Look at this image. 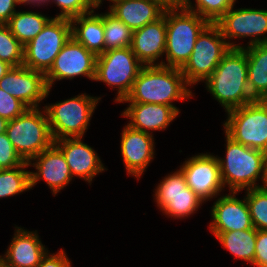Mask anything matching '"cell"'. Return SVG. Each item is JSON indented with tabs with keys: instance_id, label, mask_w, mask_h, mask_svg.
I'll return each mask as SVG.
<instances>
[{
	"instance_id": "cell-1",
	"label": "cell",
	"mask_w": 267,
	"mask_h": 267,
	"mask_svg": "<svg viewBox=\"0 0 267 267\" xmlns=\"http://www.w3.org/2000/svg\"><path fill=\"white\" fill-rule=\"evenodd\" d=\"M180 68L162 65L144 66L135 79L130 93L120 103H149L172 106L173 102L193 97L192 90ZM190 97V98H189Z\"/></svg>"
},
{
	"instance_id": "cell-2",
	"label": "cell",
	"mask_w": 267,
	"mask_h": 267,
	"mask_svg": "<svg viewBox=\"0 0 267 267\" xmlns=\"http://www.w3.org/2000/svg\"><path fill=\"white\" fill-rule=\"evenodd\" d=\"M204 83L207 91L220 103L225 112L253 102L255 99L248 87L245 48H230Z\"/></svg>"
},
{
	"instance_id": "cell-3",
	"label": "cell",
	"mask_w": 267,
	"mask_h": 267,
	"mask_svg": "<svg viewBox=\"0 0 267 267\" xmlns=\"http://www.w3.org/2000/svg\"><path fill=\"white\" fill-rule=\"evenodd\" d=\"M225 158L217 156L224 187L229 191L263 187L266 178L267 153L234 141L225 133ZM261 179L263 185L257 184Z\"/></svg>"
},
{
	"instance_id": "cell-4",
	"label": "cell",
	"mask_w": 267,
	"mask_h": 267,
	"mask_svg": "<svg viewBox=\"0 0 267 267\" xmlns=\"http://www.w3.org/2000/svg\"><path fill=\"white\" fill-rule=\"evenodd\" d=\"M208 24L206 19L185 8H166V61L162 60L161 65L181 68Z\"/></svg>"
},
{
	"instance_id": "cell-5",
	"label": "cell",
	"mask_w": 267,
	"mask_h": 267,
	"mask_svg": "<svg viewBox=\"0 0 267 267\" xmlns=\"http://www.w3.org/2000/svg\"><path fill=\"white\" fill-rule=\"evenodd\" d=\"M28 108L8 121L6 135L24 162H29L54 144L44 108Z\"/></svg>"
},
{
	"instance_id": "cell-6",
	"label": "cell",
	"mask_w": 267,
	"mask_h": 267,
	"mask_svg": "<svg viewBox=\"0 0 267 267\" xmlns=\"http://www.w3.org/2000/svg\"><path fill=\"white\" fill-rule=\"evenodd\" d=\"M101 97L81 93L73 98L45 105L53 140L84 137Z\"/></svg>"
},
{
	"instance_id": "cell-7",
	"label": "cell",
	"mask_w": 267,
	"mask_h": 267,
	"mask_svg": "<svg viewBox=\"0 0 267 267\" xmlns=\"http://www.w3.org/2000/svg\"><path fill=\"white\" fill-rule=\"evenodd\" d=\"M230 46L215 23H209L198 35L187 62L180 68L191 87L206 81L221 62Z\"/></svg>"
},
{
	"instance_id": "cell-8",
	"label": "cell",
	"mask_w": 267,
	"mask_h": 267,
	"mask_svg": "<svg viewBox=\"0 0 267 267\" xmlns=\"http://www.w3.org/2000/svg\"><path fill=\"white\" fill-rule=\"evenodd\" d=\"M226 113L223 127L230 138L267 153V100H254Z\"/></svg>"
},
{
	"instance_id": "cell-9",
	"label": "cell",
	"mask_w": 267,
	"mask_h": 267,
	"mask_svg": "<svg viewBox=\"0 0 267 267\" xmlns=\"http://www.w3.org/2000/svg\"><path fill=\"white\" fill-rule=\"evenodd\" d=\"M143 67L130 47L108 50L97 56L94 81L115 88L118 92L114 102L120 103Z\"/></svg>"
},
{
	"instance_id": "cell-10",
	"label": "cell",
	"mask_w": 267,
	"mask_h": 267,
	"mask_svg": "<svg viewBox=\"0 0 267 267\" xmlns=\"http://www.w3.org/2000/svg\"><path fill=\"white\" fill-rule=\"evenodd\" d=\"M70 38V19L53 17L43 30L24 46L23 66L46 74Z\"/></svg>"
},
{
	"instance_id": "cell-11",
	"label": "cell",
	"mask_w": 267,
	"mask_h": 267,
	"mask_svg": "<svg viewBox=\"0 0 267 267\" xmlns=\"http://www.w3.org/2000/svg\"><path fill=\"white\" fill-rule=\"evenodd\" d=\"M233 8L234 6L215 23L230 48H245L243 44L230 42L233 39L250 37L247 46L267 43V10Z\"/></svg>"
},
{
	"instance_id": "cell-12",
	"label": "cell",
	"mask_w": 267,
	"mask_h": 267,
	"mask_svg": "<svg viewBox=\"0 0 267 267\" xmlns=\"http://www.w3.org/2000/svg\"><path fill=\"white\" fill-rule=\"evenodd\" d=\"M153 198L160 211L169 217L184 219L193 215L204 202L187 186L180 169L166 175L155 189Z\"/></svg>"
},
{
	"instance_id": "cell-13",
	"label": "cell",
	"mask_w": 267,
	"mask_h": 267,
	"mask_svg": "<svg viewBox=\"0 0 267 267\" xmlns=\"http://www.w3.org/2000/svg\"><path fill=\"white\" fill-rule=\"evenodd\" d=\"M187 186L203 201L217 198L224 191L217 155L200 153L185 160L179 168Z\"/></svg>"
},
{
	"instance_id": "cell-14",
	"label": "cell",
	"mask_w": 267,
	"mask_h": 267,
	"mask_svg": "<svg viewBox=\"0 0 267 267\" xmlns=\"http://www.w3.org/2000/svg\"><path fill=\"white\" fill-rule=\"evenodd\" d=\"M97 56L88 51L72 37L56 56L50 70L45 74L48 88L56 81L84 76L94 80Z\"/></svg>"
},
{
	"instance_id": "cell-15",
	"label": "cell",
	"mask_w": 267,
	"mask_h": 267,
	"mask_svg": "<svg viewBox=\"0 0 267 267\" xmlns=\"http://www.w3.org/2000/svg\"><path fill=\"white\" fill-rule=\"evenodd\" d=\"M0 88L19 99L28 108H39L51 89L47 87L45 74L27 68L12 67L0 80Z\"/></svg>"
},
{
	"instance_id": "cell-16",
	"label": "cell",
	"mask_w": 267,
	"mask_h": 267,
	"mask_svg": "<svg viewBox=\"0 0 267 267\" xmlns=\"http://www.w3.org/2000/svg\"><path fill=\"white\" fill-rule=\"evenodd\" d=\"M28 165L35 167V172L30 171L31 189L42 179L56 196L73 179L63 153L54 144L30 160Z\"/></svg>"
},
{
	"instance_id": "cell-17",
	"label": "cell",
	"mask_w": 267,
	"mask_h": 267,
	"mask_svg": "<svg viewBox=\"0 0 267 267\" xmlns=\"http://www.w3.org/2000/svg\"><path fill=\"white\" fill-rule=\"evenodd\" d=\"M120 142V152L127 175L135 176L139 181L145 169L154 160V136L125 125Z\"/></svg>"
},
{
	"instance_id": "cell-18",
	"label": "cell",
	"mask_w": 267,
	"mask_h": 267,
	"mask_svg": "<svg viewBox=\"0 0 267 267\" xmlns=\"http://www.w3.org/2000/svg\"><path fill=\"white\" fill-rule=\"evenodd\" d=\"M54 145L63 153L72 177H79L89 185L99 173L105 170L96 151L82 141V137L62 138L54 141Z\"/></svg>"
},
{
	"instance_id": "cell-19",
	"label": "cell",
	"mask_w": 267,
	"mask_h": 267,
	"mask_svg": "<svg viewBox=\"0 0 267 267\" xmlns=\"http://www.w3.org/2000/svg\"><path fill=\"white\" fill-rule=\"evenodd\" d=\"M236 191L220 195L211 207V232H228L253 228L246 198L239 199Z\"/></svg>"
},
{
	"instance_id": "cell-20",
	"label": "cell",
	"mask_w": 267,
	"mask_h": 267,
	"mask_svg": "<svg viewBox=\"0 0 267 267\" xmlns=\"http://www.w3.org/2000/svg\"><path fill=\"white\" fill-rule=\"evenodd\" d=\"M130 48L144 66L161 65L159 58L166 49V9L157 21L133 31Z\"/></svg>"
},
{
	"instance_id": "cell-21",
	"label": "cell",
	"mask_w": 267,
	"mask_h": 267,
	"mask_svg": "<svg viewBox=\"0 0 267 267\" xmlns=\"http://www.w3.org/2000/svg\"><path fill=\"white\" fill-rule=\"evenodd\" d=\"M13 236L5 254L0 255V260L10 267H37L49 251L42 244L37 230L28 231L15 226Z\"/></svg>"
},
{
	"instance_id": "cell-22",
	"label": "cell",
	"mask_w": 267,
	"mask_h": 267,
	"mask_svg": "<svg viewBox=\"0 0 267 267\" xmlns=\"http://www.w3.org/2000/svg\"><path fill=\"white\" fill-rule=\"evenodd\" d=\"M179 113L164 104L129 103L121 116L128 118V126L153 135L152 131L166 130Z\"/></svg>"
},
{
	"instance_id": "cell-23",
	"label": "cell",
	"mask_w": 267,
	"mask_h": 267,
	"mask_svg": "<svg viewBox=\"0 0 267 267\" xmlns=\"http://www.w3.org/2000/svg\"><path fill=\"white\" fill-rule=\"evenodd\" d=\"M112 3L108 11L132 31L157 21L166 9L157 0H115Z\"/></svg>"
},
{
	"instance_id": "cell-24",
	"label": "cell",
	"mask_w": 267,
	"mask_h": 267,
	"mask_svg": "<svg viewBox=\"0 0 267 267\" xmlns=\"http://www.w3.org/2000/svg\"><path fill=\"white\" fill-rule=\"evenodd\" d=\"M71 37L96 56L105 52L103 13L95 10L70 19Z\"/></svg>"
},
{
	"instance_id": "cell-25",
	"label": "cell",
	"mask_w": 267,
	"mask_h": 267,
	"mask_svg": "<svg viewBox=\"0 0 267 267\" xmlns=\"http://www.w3.org/2000/svg\"><path fill=\"white\" fill-rule=\"evenodd\" d=\"M248 87L255 100H267V43L245 47Z\"/></svg>"
},
{
	"instance_id": "cell-26",
	"label": "cell",
	"mask_w": 267,
	"mask_h": 267,
	"mask_svg": "<svg viewBox=\"0 0 267 267\" xmlns=\"http://www.w3.org/2000/svg\"><path fill=\"white\" fill-rule=\"evenodd\" d=\"M211 233L219 240L223 248L227 249L235 258L253 265L257 236L255 227L247 230Z\"/></svg>"
},
{
	"instance_id": "cell-27",
	"label": "cell",
	"mask_w": 267,
	"mask_h": 267,
	"mask_svg": "<svg viewBox=\"0 0 267 267\" xmlns=\"http://www.w3.org/2000/svg\"><path fill=\"white\" fill-rule=\"evenodd\" d=\"M52 19L41 12L17 11L5 24L16 37V39L25 46L34 37H36Z\"/></svg>"
},
{
	"instance_id": "cell-28",
	"label": "cell",
	"mask_w": 267,
	"mask_h": 267,
	"mask_svg": "<svg viewBox=\"0 0 267 267\" xmlns=\"http://www.w3.org/2000/svg\"><path fill=\"white\" fill-rule=\"evenodd\" d=\"M28 167V162H24L21 166L0 170V198L19 195L31 189Z\"/></svg>"
},
{
	"instance_id": "cell-29",
	"label": "cell",
	"mask_w": 267,
	"mask_h": 267,
	"mask_svg": "<svg viewBox=\"0 0 267 267\" xmlns=\"http://www.w3.org/2000/svg\"><path fill=\"white\" fill-rule=\"evenodd\" d=\"M105 51L130 47L133 31L110 12L103 14Z\"/></svg>"
},
{
	"instance_id": "cell-30",
	"label": "cell",
	"mask_w": 267,
	"mask_h": 267,
	"mask_svg": "<svg viewBox=\"0 0 267 267\" xmlns=\"http://www.w3.org/2000/svg\"><path fill=\"white\" fill-rule=\"evenodd\" d=\"M236 0H186L184 8L197 13L209 23H216L230 8Z\"/></svg>"
},
{
	"instance_id": "cell-31",
	"label": "cell",
	"mask_w": 267,
	"mask_h": 267,
	"mask_svg": "<svg viewBox=\"0 0 267 267\" xmlns=\"http://www.w3.org/2000/svg\"><path fill=\"white\" fill-rule=\"evenodd\" d=\"M245 191L253 227L257 230H267V189L260 187Z\"/></svg>"
},
{
	"instance_id": "cell-32",
	"label": "cell",
	"mask_w": 267,
	"mask_h": 267,
	"mask_svg": "<svg viewBox=\"0 0 267 267\" xmlns=\"http://www.w3.org/2000/svg\"><path fill=\"white\" fill-rule=\"evenodd\" d=\"M24 46L5 24H0V60L12 67L23 65Z\"/></svg>"
},
{
	"instance_id": "cell-33",
	"label": "cell",
	"mask_w": 267,
	"mask_h": 267,
	"mask_svg": "<svg viewBox=\"0 0 267 267\" xmlns=\"http://www.w3.org/2000/svg\"><path fill=\"white\" fill-rule=\"evenodd\" d=\"M61 9L56 18L72 19L95 9L87 0H49Z\"/></svg>"
},
{
	"instance_id": "cell-34",
	"label": "cell",
	"mask_w": 267,
	"mask_h": 267,
	"mask_svg": "<svg viewBox=\"0 0 267 267\" xmlns=\"http://www.w3.org/2000/svg\"><path fill=\"white\" fill-rule=\"evenodd\" d=\"M27 109L28 107L19 99L0 88V117L11 121L22 115Z\"/></svg>"
},
{
	"instance_id": "cell-35",
	"label": "cell",
	"mask_w": 267,
	"mask_h": 267,
	"mask_svg": "<svg viewBox=\"0 0 267 267\" xmlns=\"http://www.w3.org/2000/svg\"><path fill=\"white\" fill-rule=\"evenodd\" d=\"M23 163L6 133L0 134V170L18 167Z\"/></svg>"
},
{
	"instance_id": "cell-36",
	"label": "cell",
	"mask_w": 267,
	"mask_h": 267,
	"mask_svg": "<svg viewBox=\"0 0 267 267\" xmlns=\"http://www.w3.org/2000/svg\"><path fill=\"white\" fill-rule=\"evenodd\" d=\"M253 266L267 267V230H257Z\"/></svg>"
},
{
	"instance_id": "cell-37",
	"label": "cell",
	"mask_w": 267,
	"mask_h": 267,
	"mask_svg": "<svg viewBox=\"0 0 267 267\" xmlns=\"http://www.w3.org/2000/svg\"><path fill=\"white\" fill-rule=\"evenodd\" d=\"M66 254L63 249L53 254L48 251L37 267H72Z\"/></svg>"
},
{
	"instance_id": "cell-38",
	"label": "cell",
	"mask_w": 267,
	"mask_h": 267,
	"mask_svg": "<svg viewBox=\"0 0 267 267\" xmlns=\"http://www.w3.org/2000/svg\"><path fill=\"white\" fill-rule=\"evenodd\" d=\"M16 5H21L20 0H0V24H6L17 12Z\"/></svg>"
},
{
	"instance_id": "cell-39",
	"label": "cell",
	"mask_w": 267,
	"mask_h": 267,
	"mask_svg": "<svg viewBox=\"0 0 267 267\" xmlns=\"http://www.w3.org/2000/svg\"><path fill=\"white\" fill-rule=\"evenodd\" d=\"M165 8H184L186 0H157Z\"/></svg>"
},
{
	"instance_id": "cell-40",
	"label": "cell",
	"mask_w": 267,
	"mask_h": 267,
	"mask_svg": "<svg viewBox=\"0 0 267 267\" xmlns=\"http://www.w3.org/2000/svg\"><path fill=\"white\" fill-rule=\"evenodd\" d=\"M20 3L21 5L22 4H26V5H34V7L36 6H42V5H45L47 3V6L48 4L50 3L49 0H20Z\"/></svg>"
},
{
	"instance_id": "cell-41",
	"label": "cell",
	"mask_w": 267,
	"mask_h": 267,
	"mask_svg": "<svg viewBox=\"0 0 267 267\" xmlns=\"http://www.w3.org/2000/svg\"><path fill=\"white\" fill-rule=\"evenodd\" d=\"M12 68L7 62L0 60V80Z\"/></svg>"
},
{
	"instance_id": "cell-42",
	"label": "cell",
	"mask_w": 267,
	"mask_h": 267,
	"mask_svg": "<svg viewBox=\"0 0 267 267\" xmlns=\"http://www.w3.org/2000/svg\"><path fill=\"white\" fill-rule=\"evenodd\" d=\"M8 121L0 117V134L6 132Z\"/></svg>"
},
{
	"instance_id": "cell-43",
	"label": "cell",
	"mask_w": 267,
	"mask_h": 267,
	"mask_svg": "<svg viewBox=\"0 0 267 267\" xmlns=\"http://www.w3.org/2000/svg\"><path fill=\"white\" fill-rule=\"evenodd\" d=\"M94 8H99L104 0H87Z\"/></svg>"
},
{
	"instance_id": "cell-44",
	"label": "cell",
	"mask_w": 267,
	"mask_h": 267,
	"mask_svg": "<svg viewBox=\"0 0 267 267\" xmlns=\"http://www.w3.org/2000/svg\"><path fill=\"white\" fill-rule=\"evenodd\" d=\"M263 187L267 189V163H266V178Z\"/></svg>"
},
{
	"instance_id": "cell-45",
	"label": "cell",
	"mask_w": 267,
	"mask_h": 267,
	"mask_svg": "<svg viewBox=\"0 0 267 267\" xmlns=\"http://www.w3.org/2000/svg\"><path fill=\"white\" fill-rule=\"evenodd\" d=\"M0 267H10V266H7L6 264H4V263L0 260Z\"/></svg>"
}]
</instances>
